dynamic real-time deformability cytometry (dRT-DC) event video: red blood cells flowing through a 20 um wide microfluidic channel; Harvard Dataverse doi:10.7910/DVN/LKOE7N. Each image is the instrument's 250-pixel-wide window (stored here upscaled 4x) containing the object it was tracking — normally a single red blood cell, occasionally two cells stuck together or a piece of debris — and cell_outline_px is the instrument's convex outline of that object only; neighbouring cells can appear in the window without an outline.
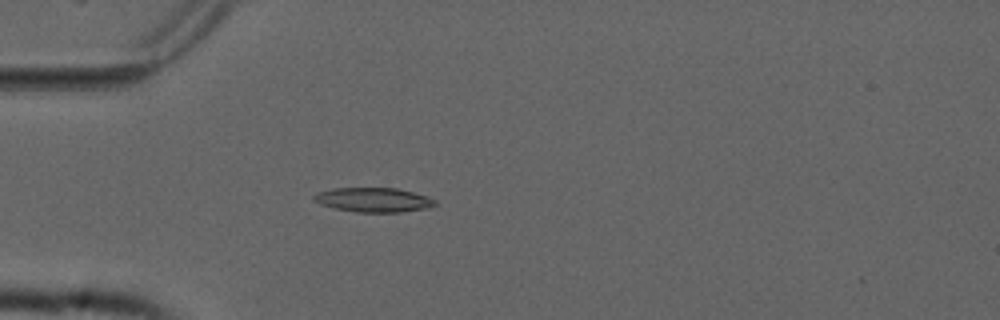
{"species": "common noctule bat (a hibernating species)", "species_latin": "Nyctalus noctula", "temperature_condition": "cold", "stored_images_in_passage": 41, "camera_frame_rate_fps": 3000, "um_per_image_px": 0.085, "animal": {"sex": "male", "forearm_length_mm": 52.5}, "frame": {"image": 1, "passage_image": 3, "time_ms": 0.667, "image_size_px": [1000, 320], "cell_outline_px": [[436, 204], [428, 208], [400, 212], [356, 212], [336, 208], [320, 204], [312, 200], [312, 196], [316, 192], [332, 188], [396, 188], [428, 196], [436, 200]], "centroid_in_image_um": [31.72, 16.98], "position_along_channel_um": 53.3, "area_um2": 17.28}}
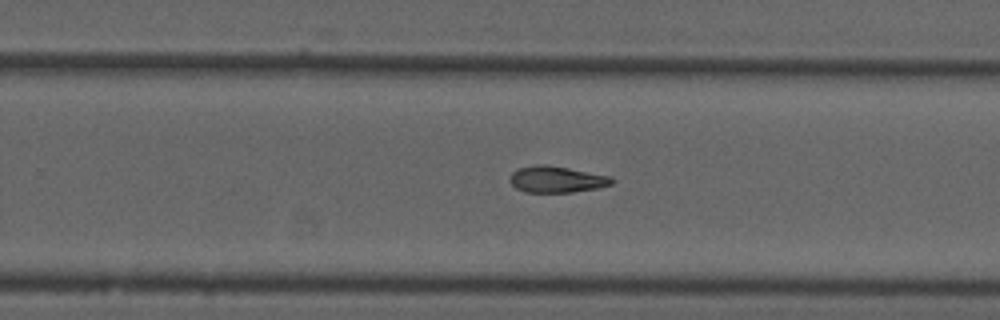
{"frame": {"image": 2, "passage_image": 22, "time_ms": 7.0, "image_size_px": [1000, 320], "cell_outline_px": [[616, 180], [612, 184], [600, 188], [572, 192], [524, 192], [516, 188], [508, 180], [512, 172], [516, 168], [536, 164], [544, 164], [568, 168], [612, 176]], "centroid_in_image_um": [47.32, 15.24], "position_along_channel_um": 282.5, "area_um2": 15.95}}
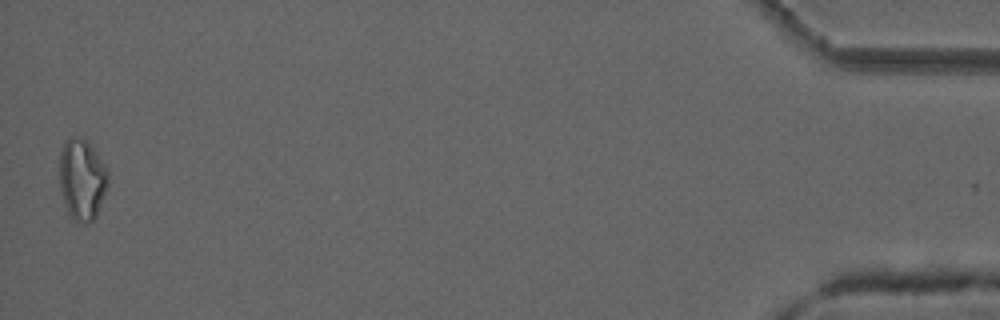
{"frame": {"image": 3, "passage_image": 41, "time_ms": 13.333, "image_size_px": [1000, 320], "cell_outline_px": [[108, 184], [96, 216], [88, 224], [80, 224], [72, 220], [68, 216], [60, 188], [60, 152], [64, 144], [72, 136], [84, 136], [108, 168]], "centroid_in_image_um": [6.98, 15.27], "position_along_channel_um": 428.2, "area_um2": 23.29}}